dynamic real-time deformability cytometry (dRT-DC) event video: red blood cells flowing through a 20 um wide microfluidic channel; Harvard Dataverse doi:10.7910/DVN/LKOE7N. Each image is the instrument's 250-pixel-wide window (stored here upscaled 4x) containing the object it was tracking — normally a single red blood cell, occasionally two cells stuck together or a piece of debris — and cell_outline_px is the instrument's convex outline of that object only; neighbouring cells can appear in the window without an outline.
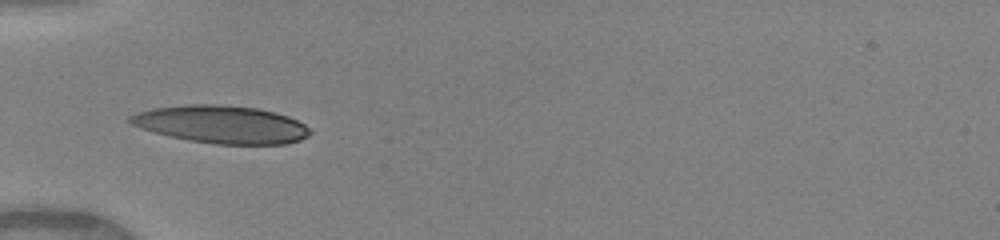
{"species": "human", "species_latin": "Homo sapiens", "temperature_condition": "warm", "stored_images_in_passage": 10, "camera_frame_rate_fps": 3000, "um_per_image_px": 0.085, "donor": {"sex": "female"}, "frame": {"image": 1, "passage_image": 9, "time_ms": 2.667, "image_size_px": [1000, 240], "cell_outline_px": [[312, 132], [308, 136], [300, 140], [284, 144], [216, 144], [188, 140], [156, 132], [132, 124], [128, 120], [128, 116], [136, 112], [156, 108], [192, 104], [220, 104], [256, 108], [288, 116], [304, 124]], "centroid_in_image_um": [18.84, 10.57], "position_along_channel_um": 66.2, "area_um2": 39.07}}